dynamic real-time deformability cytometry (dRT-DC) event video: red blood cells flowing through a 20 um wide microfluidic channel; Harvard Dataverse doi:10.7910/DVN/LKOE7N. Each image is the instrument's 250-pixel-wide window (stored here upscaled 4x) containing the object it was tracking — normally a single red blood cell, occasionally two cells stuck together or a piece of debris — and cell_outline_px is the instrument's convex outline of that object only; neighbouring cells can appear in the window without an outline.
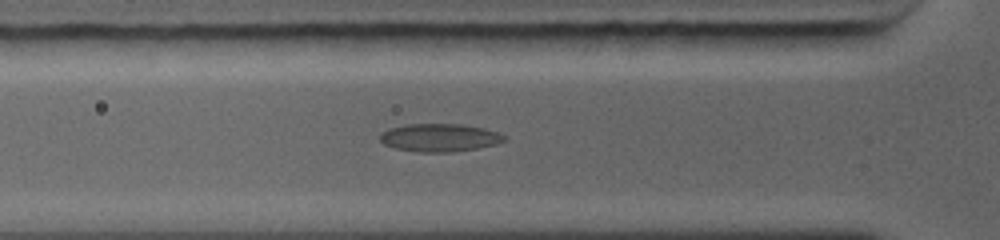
{"species": "common noctule bat (a hibernating species)", "species_latin": "Nyctalus noctula", "temperature_condition": "warm", "stored_images_in_passage": 20, "camera_frame_rate_fps": 5000, "um_per_image_px": 0.085, "animal": {"sex": "female", "body_mass_g": 19.0, "forearm_length_mm": 56.7}, "frame": {"image": 1, "passage_image": 4, "time_ms": 3.0, "image_size_px": [1000, 240], "cell_outline_px": [[508, 140], [496, 144], [476, 148], [452, 152], [420, 152], [396, 148], [384, 144], [380, 140], [380, 132], [388, 128], [408, 124], [464, 124], [484, 128], [508, 136]], "centroid_in_image_um": [37.38, 11.69], "position_along_channel_um": 88.4, "area_um2": 20.35}}
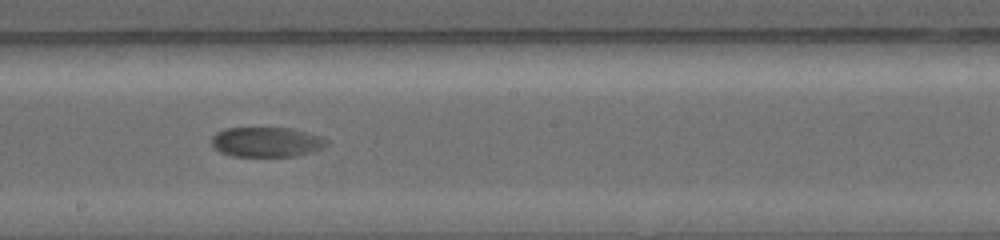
{"frame": {"image": 2, "passage_image": 10, "time_ms": 6.2, "image_size_px": [1000, 240], "cell_outline_px": [[328, 144], [324, 148], [312, 152], [296, 156], [232, 156], [220, 152], [212, 144], [212, 136], [216, 132], [224, 128], [288, 128], [320, 136], [328, 140]], "centroid_in_image_um": [22.66, 12.07], "position_along_channel_um": 225.5, "area_um2": 20.0}}
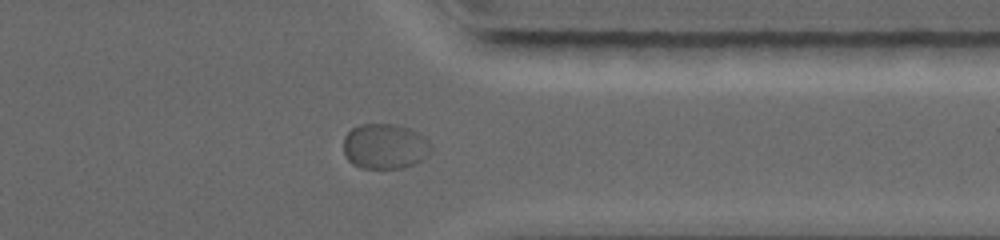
{"frame": {"image": 3, "passage_image": 17, "time_ms": 9.8, "image_size_px": [1000, 240], "cell_outline_px": [[432, 152], [428, 156], [404, 168], [360, 168], [352, 164], [348, 160], [344, 152], [344, 136], [352, 128], [360, 124], [396, 124], [408, 128], [424, 136], [432, 144]], "centroid_in_image_um": [32.73, 12.44], "position_along_channel_um": 378.7, "area_um2": 23.29}, "authors_computed_cell_mechanics": {"area_um2": 21.2993, "velocity_mm_per_s": 4.2945, "shape_relaxation_time_tau1_ms": 9.1075, "shape_relaxation_time_tau2_ms": null, "deformation_change_tau1": 0.1439, "deformation_change_tau2": null}}